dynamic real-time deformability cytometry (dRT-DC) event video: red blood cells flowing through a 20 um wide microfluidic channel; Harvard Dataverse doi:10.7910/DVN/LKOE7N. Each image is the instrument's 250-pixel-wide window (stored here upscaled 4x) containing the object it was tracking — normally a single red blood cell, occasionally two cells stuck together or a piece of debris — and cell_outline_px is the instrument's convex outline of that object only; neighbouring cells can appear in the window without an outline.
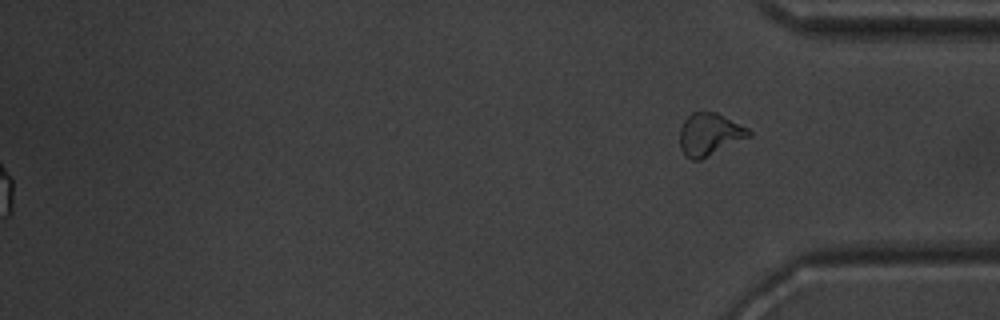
{"species": "common noctule bat (a hibernating species)", "species_latin": "Nyctalus noctula", "temperature_condition": "warm", "stored_images_in_passage": 51, "segment_of_instrument_passage": [2, 2], "camera_frame_rate_fps": 3000, "um_per_image_px": 0.085, "animal": {"sex": "male", "body_mass_g": 20.1, "forearm_length_mm": 53.5}, "frame": {"image": 1, "passage_image": 51, "time_ms": 16.667, "image_size_px": [1000, 320], "cell_outline_px": [[752, 136], [700, 160], [692, 160], [680, 148], [680, 128], [684, 120], [692, 112], [716, 112], [748, 128], [752, 132]], "centroid_in_image_um": [60.33, 11.41], "position_along_channel_um": 374.9, "area_um2": 16.99}}